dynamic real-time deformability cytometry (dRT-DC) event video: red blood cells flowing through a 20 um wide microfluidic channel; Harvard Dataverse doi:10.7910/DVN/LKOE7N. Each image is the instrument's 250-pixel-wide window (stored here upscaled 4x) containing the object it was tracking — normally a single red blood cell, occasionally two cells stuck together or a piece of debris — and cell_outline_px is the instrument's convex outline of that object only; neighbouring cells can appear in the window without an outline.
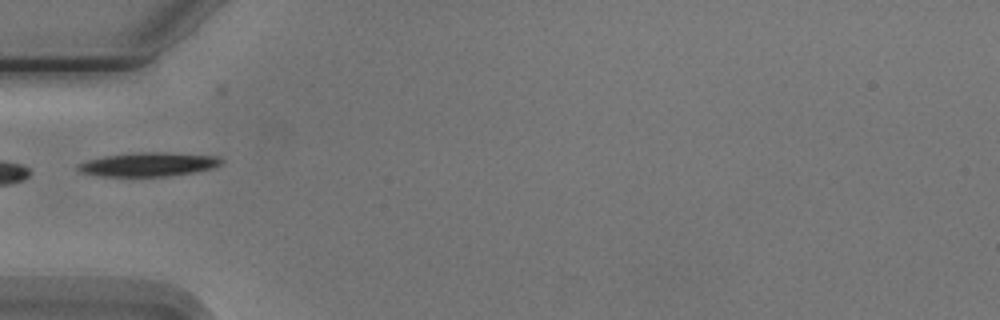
{"species": "Egyptian fruit bat (a non-hibernating species)", "species_latin": "Rousettus aegyptiacus", "temperature_condition": "cold", "stored_images_in_passage": 6, "camera_frame_rate_fps": 3000, "um_per_image_px": 0.085, "animal": {"sex": "male"}, "frame": {"image": 1, "passage_image": 6, "time_ms": 5.667, "image_size_px": [1000, 320], "cell_outline_px": [[224, 160], [220, 164], [212, 168], [196, 172], [168, 176], [100, 176], [80, 172], [76, 168], [76, 164], [88, 160], [104, 156], [140, 152], [164, 152], [216, 156]], "centroid_in_image_um": [12.6, 13.97], "position_along_channel_um": 72.4, "area_um2": 19.94}}